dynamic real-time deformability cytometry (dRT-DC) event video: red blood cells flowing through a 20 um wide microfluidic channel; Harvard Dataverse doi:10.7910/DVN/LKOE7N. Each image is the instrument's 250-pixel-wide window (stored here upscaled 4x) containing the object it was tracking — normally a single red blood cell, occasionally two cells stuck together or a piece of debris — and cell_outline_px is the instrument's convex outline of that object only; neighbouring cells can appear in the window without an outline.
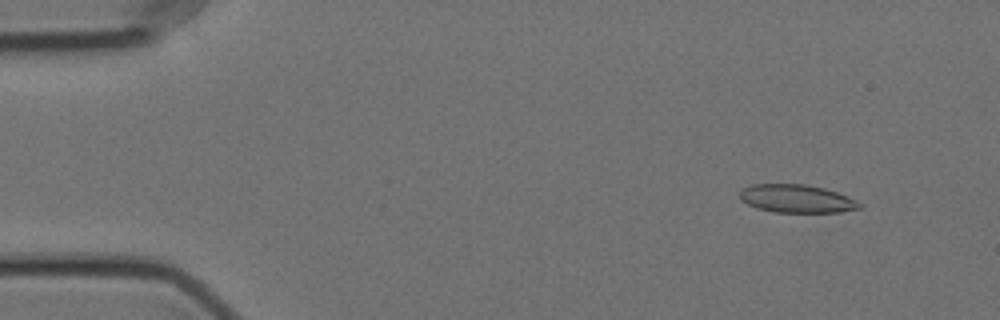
{"species": "Egyptian fruit bat (a non-hibernating species)", "species_latin": "Rousettus aegyptiacus", "temperature_condition": "cold", "stored_images_in_passage": 56, "camera_frame_rate_fps": 3000, "um_per_image_px": 0.085, "animal": {"sex": "female"}, "frame": {"image": 1, "passage_image": 5, "time_ms": 1.333, "image_size_px": [1000, 320], "cell_outline_px": [[864, 204], [860, 208], [840, 212], [776, 212], [756, 208], [740, 200], [740, 192], [744, 188], [752, 184], [804, 184], [824, 188], [848, 196]], "centroid_in_image_um": [67.73, 16.89], "position_along_channel_um": 17.3, "area_um2": 19.59}}
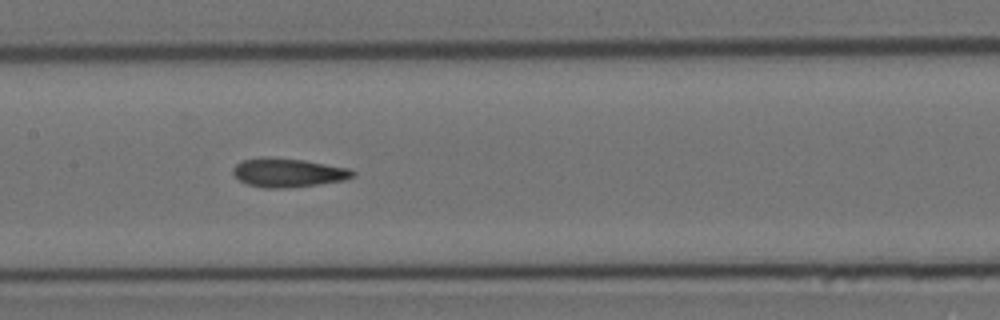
{"frame": {"image": 2, "passage_image": 27, "time_ms": 8.667, "image_size_px": [1000, 320], "cell_outline_px": [[356, 176], [344, 180], [320, 184], [288, 188], [260, 188], [248, 184], [240, 180], [232, 172], [232, 168], [236, 164], [244, 160], [260, 156], [268, 156], [304, 160], [348, 168], [356, 172]], "centroid_in_image_um": [24.48, 14.67], "position_along_channel_um": 182.9, "area_um2": 20.35}}
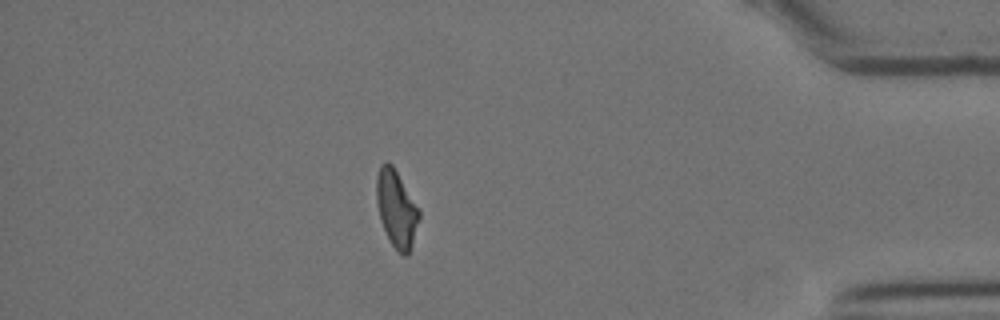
{"frame": {"image": 3, "passage_image": 49, "time_ms": 16.0, "image_size_px": [1000, 320], "cell_outline_px": [[420, 216], [408, 256], [404, 256], [392, 244], [380, 220], [376, 200], [376, 176], [380, 164], [388, 160], [392, 164], [420, 212]], "centroid_in_image_um": [33.67, 17.7], "position_along_channel_um": 401.5, "area_um2": 18.73}, "authors_computed_cell_mechanics": {"area_um2": 19.8832, "velocity_mm_per_s": 3.5498, "shape_relaxation_time_tau1_ms": null, "shape_relaxation_time_tau2_ms": 2.43, "deformation_change_tau1": null, "deformation_change_tau2": 0.1071}}